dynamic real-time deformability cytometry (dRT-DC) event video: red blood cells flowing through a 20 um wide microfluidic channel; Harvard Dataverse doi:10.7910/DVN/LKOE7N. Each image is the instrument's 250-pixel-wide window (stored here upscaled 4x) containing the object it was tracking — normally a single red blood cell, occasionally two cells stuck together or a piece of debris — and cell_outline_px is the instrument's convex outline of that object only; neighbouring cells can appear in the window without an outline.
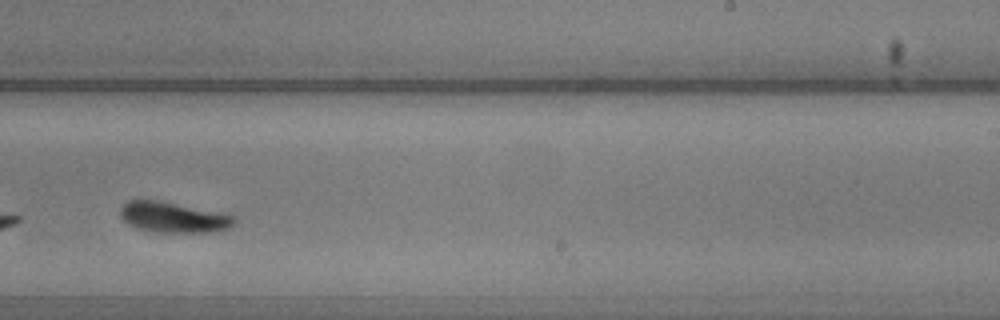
{"species": "common noctule bat (a hibernating species)", "species_latin": "Nyctalus noctula", "temperature_condition": "warm", "stored_images_in_passage": 32, "camera_frame_rate_fps": 3000, "um_per_image_px": 0.085, "animal": {"sex": "male", "body_mass_g": 20.5, "forearm_length_mm": 52.5}, "frame": {"image": 1, "passage_image": 17, "time_ms": 5.333, "image_size_px": [1000, 320], "cell_outline_px": [[236, 224], [228, 228], [216, 232], [156, 232], [136, 228], [128, 224], [120, 216], [120, 208], [128, 200], [160, 200], [232, 212], [236, 216]], "centroid_in_image_um": [14.86, 18.45], "position_along_channel_um": 274.1, "area_um2": 21.21}}